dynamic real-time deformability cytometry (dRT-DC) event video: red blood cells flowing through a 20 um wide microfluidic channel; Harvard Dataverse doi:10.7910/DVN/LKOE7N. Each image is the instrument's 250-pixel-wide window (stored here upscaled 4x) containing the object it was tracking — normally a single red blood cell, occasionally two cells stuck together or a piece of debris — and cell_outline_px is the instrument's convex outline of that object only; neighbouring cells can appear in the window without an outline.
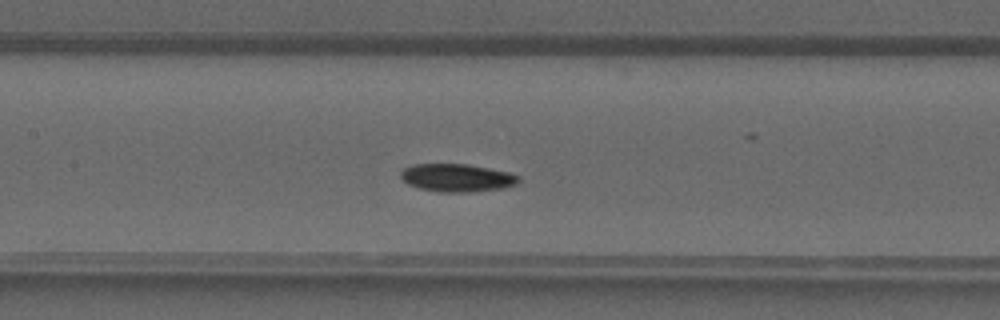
{"species": "common noctule bat (a hibernating species)", "species_latin": "Nyctalus noctula", "temperature_condition": "warm", "stored_images_in_passage": 37, "camera_frame_rate_fps": 3000, "um_per_image_px": 0.085, "animal": {"sex": "male", "forearm_length_mm": 52.5}, "frame": {"image": 1, "passage_image": 15, "time_ms": 4.667, "image_size_px": [1000, 320], "cell_outline_px": [[520, 180], [516, 184], [504, 188], [472, 192], [440, 192], [420, 188], [408, 184], [400, 176], [400, 172], [404, 168], [412, 164], [468, 164], [508, 172], [520, 176]], "centroid_in_image_um": [38.85, 15.11], "position_along_channel_um": 168.6, "area_um2": 19.19}}
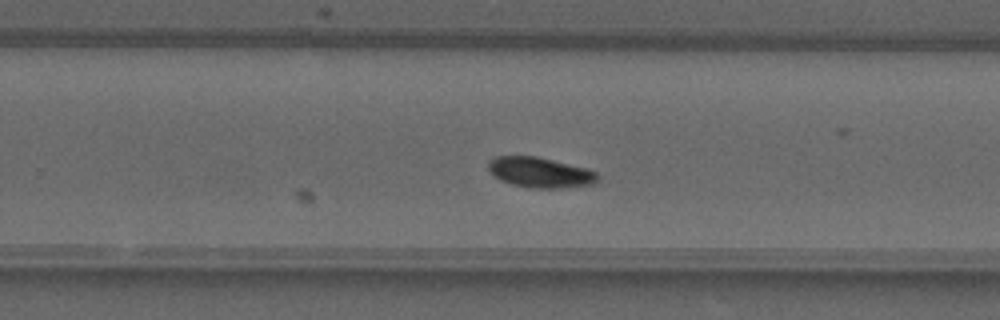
{"frame": {"image": 2, "passage_image": 22, "time_ms": 7.0, "image_size_px": [1000, 320], "cell_outline_px": [[600, 180], [596, 184], [560, 188], [528, 188], [512, 184], [500, 180], [488, 168], [488, 160], [496, 156], [536, 156], [588, 168], [596, 172], [600, 176]], "centroid_in_image_um": [45.96, 14.66], "position_along_channel_um": 283.8, "area_um2": 19.54}}
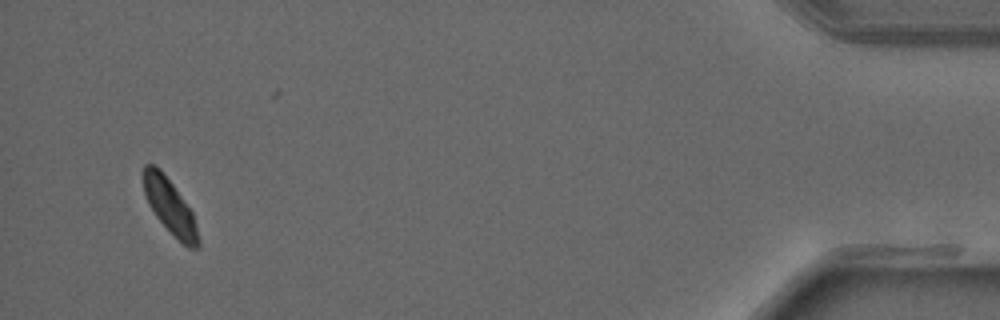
{"frame": {"image": 3, "passage_image": 35, "time_ms": 11.333, "image_size_px": [1000, 320], "cell_outline_px": [[200, 244], [196, 248], [188, 248], [156, 216], [148, 204], [144, 192], [140, 176], [144, 164], [156, 164], [160, 168], [172, 184], [192, 212], [200, 240]], "centroid_in_image_um": [14.38, 17.46], "position_along_channel_um": 420.8, "area_um2": 17.4}}